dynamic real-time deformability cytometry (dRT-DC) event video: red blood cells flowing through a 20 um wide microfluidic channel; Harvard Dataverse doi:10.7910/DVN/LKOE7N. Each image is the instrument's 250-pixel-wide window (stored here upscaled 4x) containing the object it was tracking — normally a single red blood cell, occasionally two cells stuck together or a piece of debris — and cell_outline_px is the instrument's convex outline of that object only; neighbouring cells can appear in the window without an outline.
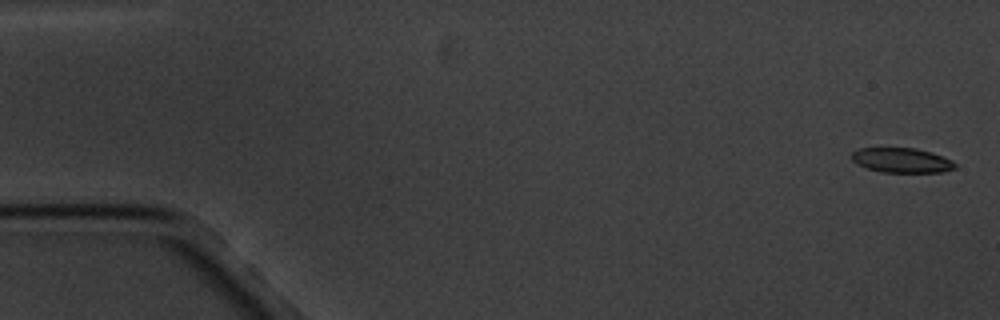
{"species": "common noctule bat (a hibernating species)", "species_latin": "Nyctalus noctula", "temperature_condition": "cold", "stored_images_in_passage": 12, "camera_frame_rate_fps": 3000, "um_per_image_px": 0.085, "animal": {"sex": "male", "body_mass_g": 20.1, "forearm_length_mm": 53.5}, "frame": {"image": 1, "passage_image": 1, "time_ms": 0.0, "image_size_px": [1000, 320], "cell_outline_px": [[956, 168], [940, 172], [880, 172], [856, 164], [852, 160], [852, 152], [860, 148], [916, 148], [932, 152], [952, 160], [956, 164]], "centroid_in_image_um": [76.64, 13.62], "position_along_channel_um": 8.4, "area_um2": 14.91}}
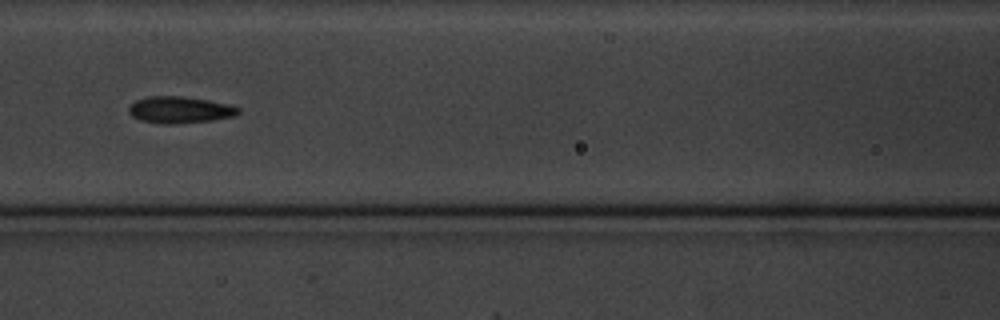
{"frame": {"image": 2, "passage_image": 7, "time_ms": 8.0, "image_size_px": [1000, 320], "cell_outline_px": [[240, 112], [236, 116], [212, 120], [176, 124], [164, 124], [140, 120], [132, 116], [128, 112], [128, 108], [136, 100], [148, 96], [184, 96], [208, 100], [228, 104], [240, 108]], "centroid_in_image_um": [15.29, 9.34], "position_along_channel_um": 151.3, "area_um2": 17.11}}
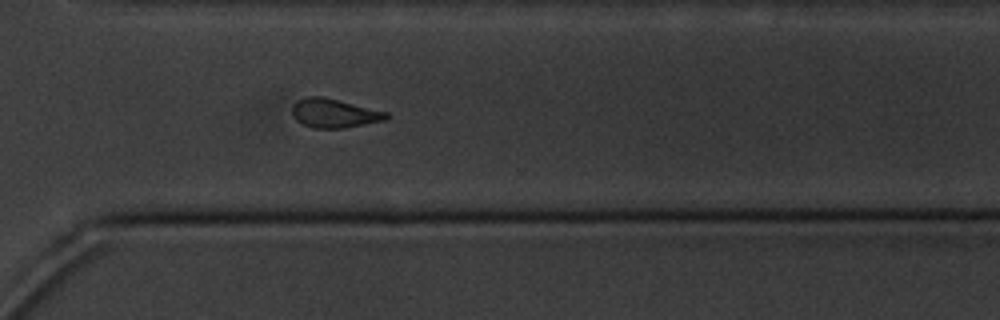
{"frame": {"image": 3, "passage_image": 12, "time_ms": 13.667, "image_size_px": [1000, 320], "cell_outline_px": [[392, 116], [388, 120], [344, 128], [312, 128], [296, 120], [292, 116], [292, 104], [296, 100], [308, 96], [320, 96], [388, 112]], "centroid_in_image_um": [28.42, 9.63], "position_along_channel_um": 342.2, "area_um2": 16.01}}